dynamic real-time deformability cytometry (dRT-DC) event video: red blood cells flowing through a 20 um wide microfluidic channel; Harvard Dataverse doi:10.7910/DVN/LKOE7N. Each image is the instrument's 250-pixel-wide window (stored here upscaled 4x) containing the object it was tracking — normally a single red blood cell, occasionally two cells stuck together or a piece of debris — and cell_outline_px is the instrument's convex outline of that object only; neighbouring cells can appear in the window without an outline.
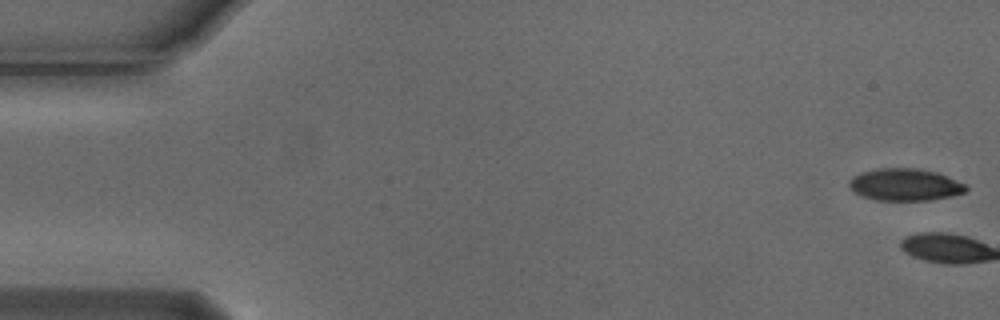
{"species": "Egyptian fruit bat (a non-hibernating species)", "species_latin": "Rousettus aegyptiacus", "temperature_condition": "cold", "stored_images_in_passage": 3, "camera_frame_rate_fps": 3000, "um_per_image_px": 0.085, "animal": {"sex": "male"}, "frame": {"image": 1, "passage_image": 1, "time_ms": 0.0, "image_size_px": [1000, 320], "cell_outline_px": [[968, 188], [964, 192], [948, 196], [928, 200], [876, 200], [864, 196], [856, 192], [848, 184], [848, 180], [852, 176], [864, 172], [880, 168], [916, 168], [936, 172], [968, 184]], "centroid_in_image_um": [76.94, 15.68], "position_along_channel_um": 8.1, "area_um2": 21.62}}